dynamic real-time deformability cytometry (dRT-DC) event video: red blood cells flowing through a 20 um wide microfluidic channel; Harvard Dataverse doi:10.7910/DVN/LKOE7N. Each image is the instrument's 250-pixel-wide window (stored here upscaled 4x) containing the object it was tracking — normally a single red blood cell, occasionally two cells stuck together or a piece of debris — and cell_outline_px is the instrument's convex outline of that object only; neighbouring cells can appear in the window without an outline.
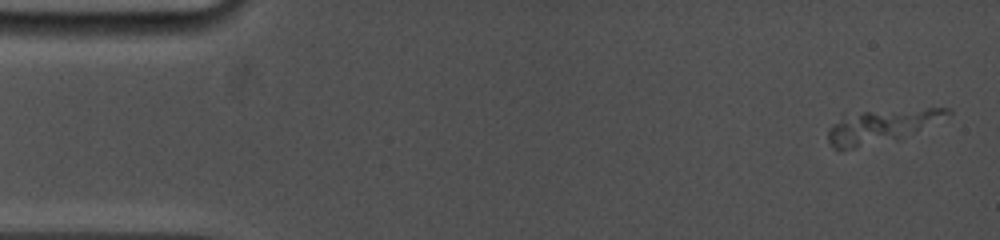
{"species": "common noctule bat (a hibernating species)", "species_latin": "Nyctalus noctula", "temperature_condition": "cold", "stored_images_in_passage": 16, "camera_frame_rate_fps": 5000, "um_per_image_px": 0.085, "animal": {"sex": "female", "body_mass_g": 19.0, "forearm_length_mm": 53.3}, "frame": {"image": 1, "passage_image": 1, "time_ms": 0.0, "image_size_px": [1000, 240], "cell_outline_px": [[952, 112], [900, 140], [856, 148], [832, 148], [828, 140], [828, 128], [840, 112], [928, 108], [952, 108]], "centroid_in_image_um": [74.78, 10.71], "position_along_channel_um": 10.2, "area_um2": 23.87}}
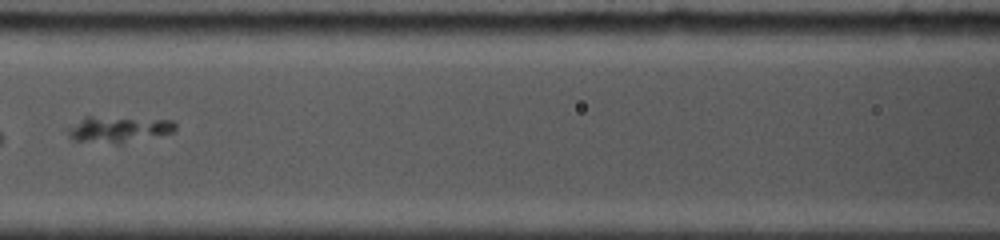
{"frame": {"image": 2, "passage_image": 8, "time_ms": 7.2, "image_size_px": [1000, 240], "cell_outline_px": [[176, 128], [172, 132], [124, 144], [116, 144], [72, 140], [68, 136], [68, 128], [84, 116], [92, 116], [172, 120], [176, 124]], "centroid_in_image_um": [10.05, 11.0], "position_along_channel_um": 156.6, "area_um2": 16.53}}
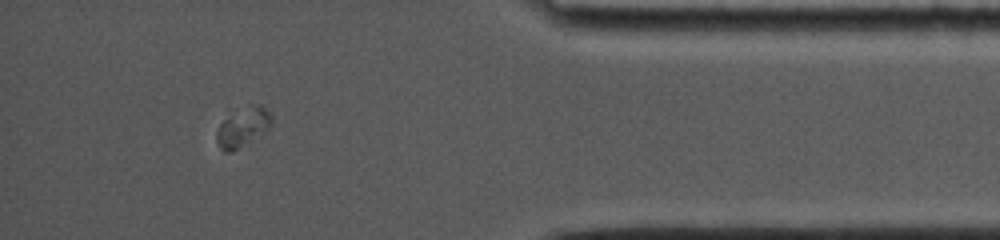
{"frame": {"image": 3, "passage_image": 15, "time_ms": 14.6, "image_size_px": [1000, 240], "cell_outline_px": [[272, 124], [268, 128], [236, 148], [228, 152], [224, 152], [220, 148], [216, 140], [216, 132], [228, 108], [252, 104], [260, 104], [272, 116]], "centroid_in_image_um": [20.57, 10.68], "position_along_channel_um": 414.6, "area_um2": 12.77}}